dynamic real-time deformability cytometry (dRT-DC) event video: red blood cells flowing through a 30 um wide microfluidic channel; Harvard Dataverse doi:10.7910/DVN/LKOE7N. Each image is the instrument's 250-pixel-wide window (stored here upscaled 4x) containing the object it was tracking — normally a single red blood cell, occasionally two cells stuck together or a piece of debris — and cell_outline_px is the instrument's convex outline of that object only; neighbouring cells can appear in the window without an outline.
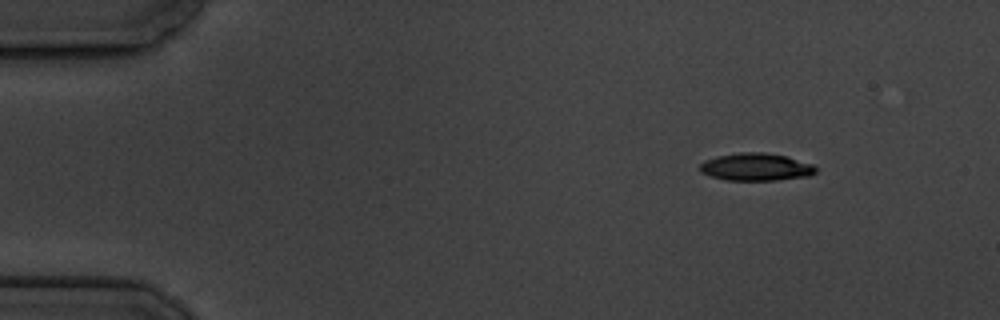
{"species": "common noctule bat (a hibernating species)", "species_latin": "Nyctalus noctula", "temperature_condition": "cold", "stored_images_in_passage": 6, "segment_of_instrument_passage": [2, 2], "camera_frame_rate_fps": 3000, "um_per_image_px": 0.085, "animal": {"sex": "male", "body_mass_g": 19.5, "forearm_length_mm": 54.6}, "frame": {"image": 1, "passage_image": 6, "time_ms": 6.0, "image_size_px": [1000, 320], "cell_outline_px": [[816, 172], [808, 176], [776, 180], [724, 180], [700, 172], [700, 164], [704, 160], [716, 156], [740, 152], [764, 152], [788, 156], [812, 164], [816, 168]], "centroid_in_image_um": [64.25, 14.18], "position_along_channel_um": 20.8, "area_um2": 18.67}}